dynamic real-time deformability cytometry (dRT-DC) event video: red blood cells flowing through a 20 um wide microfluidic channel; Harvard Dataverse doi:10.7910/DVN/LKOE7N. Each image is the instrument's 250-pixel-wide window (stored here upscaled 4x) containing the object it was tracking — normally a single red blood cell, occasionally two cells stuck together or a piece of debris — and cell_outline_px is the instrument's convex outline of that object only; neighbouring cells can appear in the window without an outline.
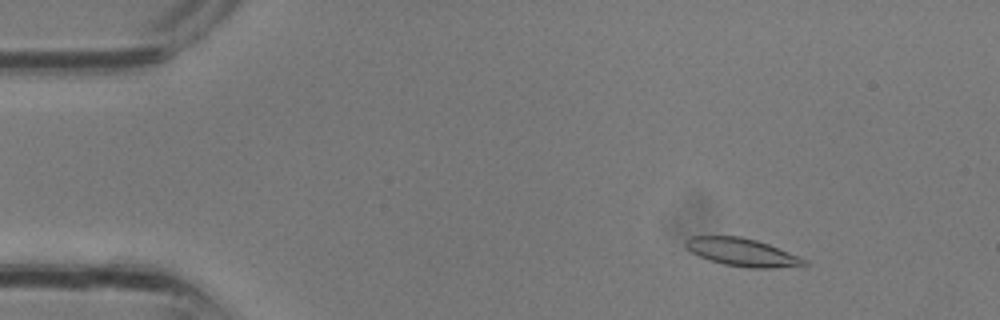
{"species": "common noctule bat (a hibernating species)", "species_latin": "Nyctalus noctula", "temperature_condition": "room temperature", "stored_images_in_passage": 33, "camera_frame_rate_fps": 3000, "um_per_image_px": 0.085, "animal": {"sex": "male", "body_mass_g": 13.3}, "frame": {"image": 1, "passage_image": 5, "time_ms": 1.333, "image_size_px": [1000, 320], "cell_outline_px": [[808, 264], [804, 268], [748, 268], [724, 264], [708, 260], [692, 252], [684, 244], [684, 240], [688, 236], [740, 236], [756, 240], [768, 244], [800, 256], [808, 260]], "centroid_in_image_um": [63.17, 21.46], "position_along_channel_um": 21.8, "area_um2": 19.71}}
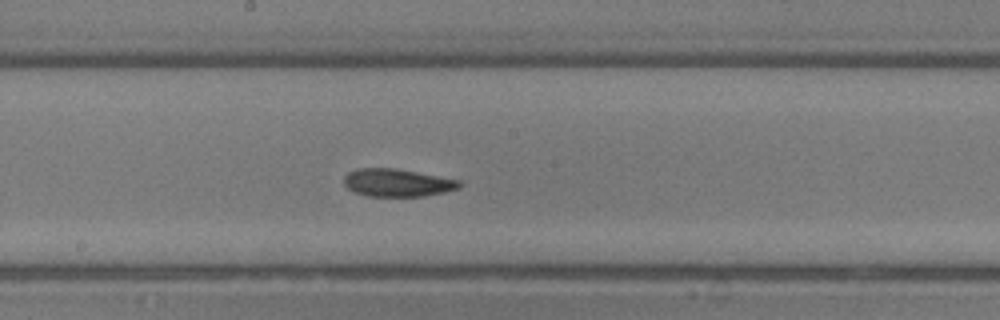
{"frame": {"image": 2, "passage_image": 18, "time_ms": 5.667, "image_size_px": [1000, 320], "cell_outline_px": [[460, 188], [444, 192], [424, 196], [368, 196], [356, 192], [348, 188], [344, 184], [344, 176], [348, 172], [356, 168], [396, 168], [460, 180]], "centroid_in_image_um": [33.76, 15.52], "position_along_channel_um": 214.4, "area_um2": 18.61}}
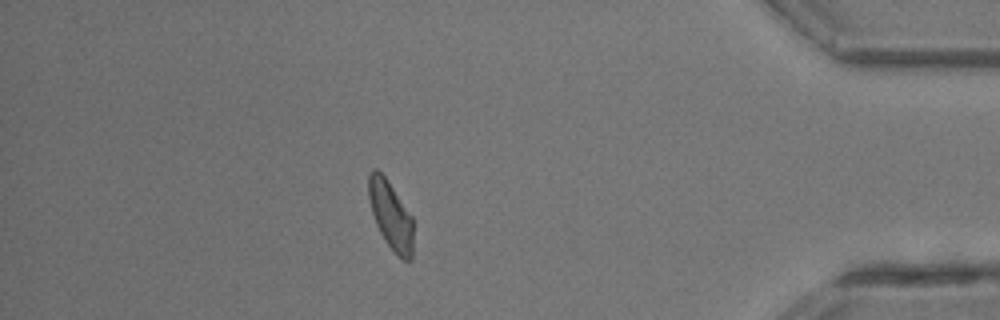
{"frame": {"image": 3, "passage_image": 29, "time_ms": 9.333, "image_size_px": [1000, 320], "cell_outline_px": [[412, 260], [404, 260], [388, 244], [380, 232], [376, 224], [372, 212], [368, 196], [368, 172], [372, 168], [376, 168], [384, 176], [412, 216]], "centroid_in_image_um": [33.19, 18.25], "position_along_channel_um": 402.0, "area_um2": 17.34}}